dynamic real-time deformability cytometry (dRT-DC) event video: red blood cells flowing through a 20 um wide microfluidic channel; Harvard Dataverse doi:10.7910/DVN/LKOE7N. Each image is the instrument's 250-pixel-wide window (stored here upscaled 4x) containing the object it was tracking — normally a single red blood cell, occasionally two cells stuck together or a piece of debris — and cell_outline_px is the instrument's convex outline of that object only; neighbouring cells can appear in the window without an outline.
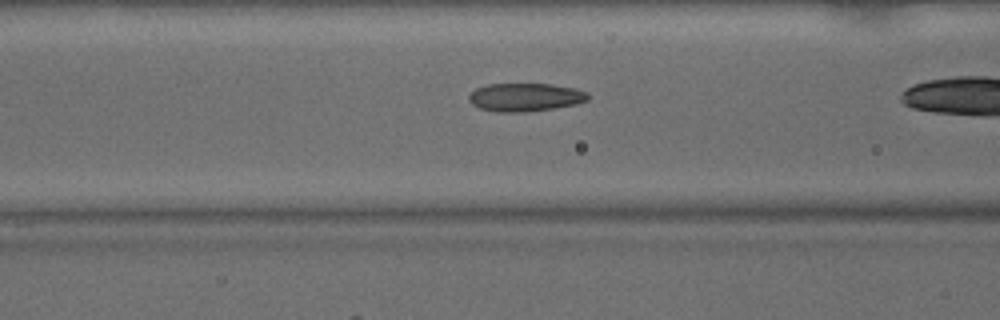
{"species": "common noctule bat (a hibernating species)", "species_latin": "Nyctalus noctula", "temperature_condition": "warm", "stored_images_in_passage": 35, "camera_frame_rate_fps": 3000, "um_per_image_px": 0.085, "animal": {"sex": "male", "body_mass_g": 15.6}, "frame": {"image": 1, "passage_image": 16, "time_ms": 5.0, "image_size_px": [1000, 320], "cell_outline_px": [[592, 96], [588, 100], [576, 104], [552, 108], [524, 112], [496, 112], [480, 108], [472, 104], [468, 100], [468, 96], [476, 88], [488, 84], [552, 84], [572, 88], [588, 92]], "centroid_in_image_um": [44.65, 8.26], "position_along_channel_um": 121.9, "area_um2": 19.59}}
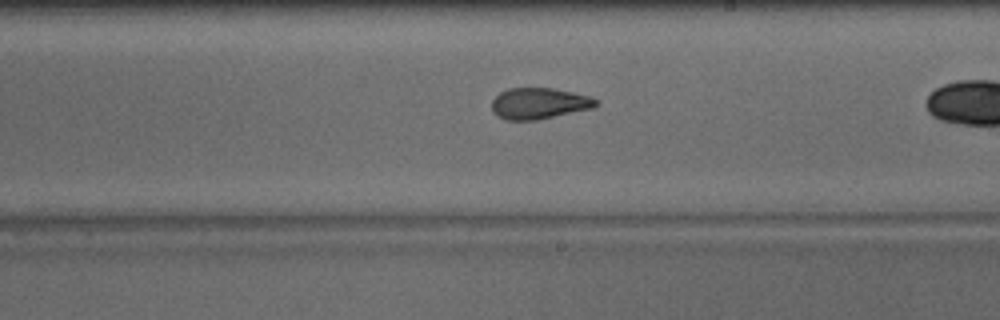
{"frame": {"image": 2, "passage_image": 25, "time_ms": 8.0, "image_size_px": [1000, 320], "cell_outline_px": [[600, 104], [596, 108], [536, 120], [504, 120], [496, 116], [492, 112], [492, 100], [500, 92], [508, 88], [552, 88], [572, 92], [588, 96], [600, 100]], "centroid_in_image_um": [45.85, 8.8], "position_along_channel_um": 243.2, "area_um2": 19.25}}
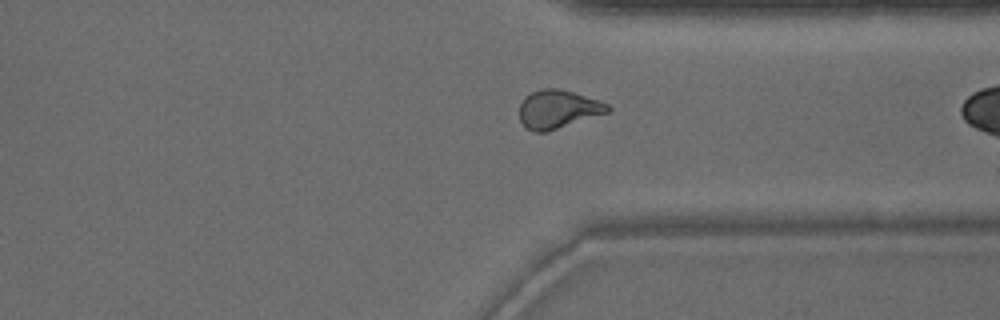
{"frame": {"image": 3, "passage_image": 34, "time_ms": 11.0, "image_size_px": [1000, 320], "cell_outline_px": [[612, 108], [608, 112], [548, 132], [532, 132], [520, 120], [520, 104], [524, 96], [540, 88], [556, 88], [572, 92], [600, 100], [608, 104]], "centroid_in_image_um": [47.42, 9.28], "position_along_channel_um": 364.0, "area_um2": 19.77}}